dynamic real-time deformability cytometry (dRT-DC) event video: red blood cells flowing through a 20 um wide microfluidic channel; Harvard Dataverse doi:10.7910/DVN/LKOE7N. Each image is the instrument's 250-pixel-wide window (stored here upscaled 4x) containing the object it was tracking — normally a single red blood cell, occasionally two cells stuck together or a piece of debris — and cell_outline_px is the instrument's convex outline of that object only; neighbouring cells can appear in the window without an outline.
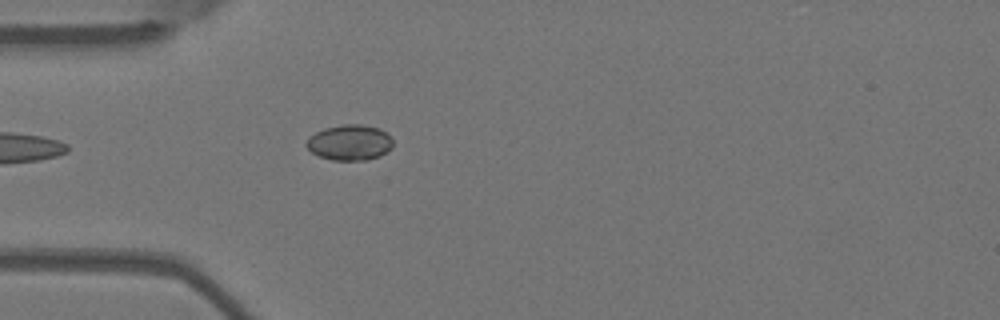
{"species": "Egyptian fruit bat (a non-hibernating species)", "species_latin": "Rousettus aegyptiacus", "temperature_condition": "warm", "stored_images_in_passage": 5, "camera_frame_rate_fps": 3000, "um_per_image_px": 0.085, "animal": {"sex": "female"}, "frame": {"image": 1, "passage_image": 5, "time_ms": 1.333, "image_size_px": [1000, 320], "cell_outline_px": [[392, 148], [380, 156], [368, 160], [332, 160], [320, 156], [312, 152], [304, 144], [308, 136], [324, 128], [344, 124], [360, 124], [380, 128], [392, 136]], "centroid_in_image_um": [29.73, 12.11], "position_along_channel_um": 55.3, "area_um2": 18.15}}